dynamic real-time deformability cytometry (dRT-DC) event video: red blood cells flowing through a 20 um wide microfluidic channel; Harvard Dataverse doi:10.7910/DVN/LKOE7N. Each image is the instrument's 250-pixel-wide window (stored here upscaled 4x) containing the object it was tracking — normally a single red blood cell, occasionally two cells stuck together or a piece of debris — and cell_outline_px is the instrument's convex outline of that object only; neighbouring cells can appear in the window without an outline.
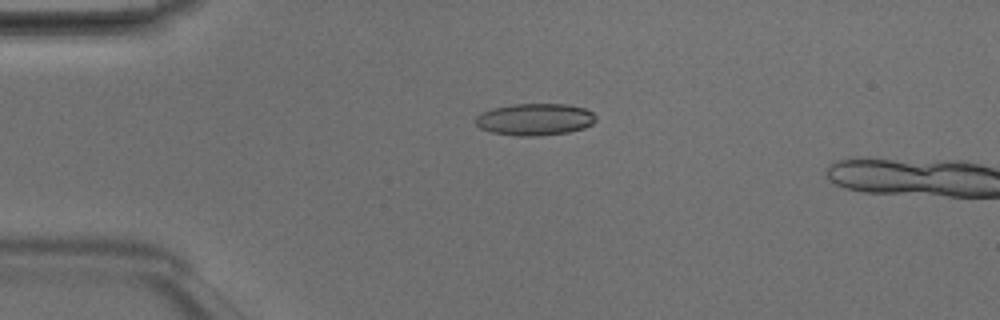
{"species": "Egyptian fruit bat (a non-hibernating species)", "species_latin": "Rousettus aegyptiacus", "temperature_condition": "room temperature", "stored_images_in_passage": 13, "camera_frame_rate_fps": 3000, "um_per_image_px": 0.085, "animal": {"sex": "male"}, "frame": {"image": 1, "passage_image": 11, "time_ms": 3.333, "image_size_px": [1000, 320], "cell_outline_px": [[596, 120], [592, 124], [584, 128], [568, 132], [540, 136], [516, 136], [492, 132], [480, 128], [476, 124], [476, 116], [492, 108], [512, 104], [568, 104], [584, 108], [592, 112], [596, 116]], "centroid_in_image_um": [45.48, 10.15], "position_along_channel_um": 39.5, "area_um2": 22.43}}